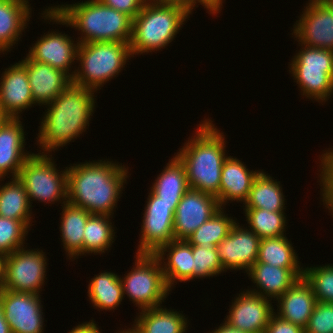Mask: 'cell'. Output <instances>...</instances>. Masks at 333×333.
Here are the masks:
<instances>
[{
	"label": "cell",
	"instance_id": "obj_1",
	"mask_svg": "<svg viewBox=\"0 0 333 333\" xmlns=\"http://www.w3.org/2000/svg\"><path fill=\"white\" fill-rule=\"evenodd\" d=\"M92 161L67 166V202L91 214L113 216L129 167L109 159Z\"/></svg>",
	"mask_w": 333,
	"mask_h": 333
},
{
	"label": "cell",
	"instance_id": "obj_2",
	"mask_svg": "<svg viewBox=\"0 0 333 333\" xmlns=\"http://www.w3.org/2000/svg\"><path fill=\"white\" fill-rule=\"evenodd\" d=\"M96 92L70 84L47 108L37 135L42 154H51L80 137L89 127L95 110ZM81 134V135H80ZM40 146V147H39Z\"/></svg>",
	"mask_w": 333,
	"mask_h": 333
},
{
	"label": "cell",
	"instance_id": "obj_3",
	"mask_svg": "<svg viewBox=\"0 0 333 333\" xmlns=\"http://www.w3.org/2000/svg\"><path fill=\"white\" fill-rule=\"evenodd\" d=\"M42 12V19L81 32L77 37L79 44L104 41L130 43L133 19L100 0L55 5Z\"/></svg>",
	"mask_w": 333,
	"mask_h": 333
},
{
	"label": "cell",
	"instance_id": "obj_4",
	"mask_svg": "<svg viewBox=\"0 0 333 333\" xmlns=\"http://www.w3.org/2000/svg\"><path fill=\"white\" fill-rule=\"evenodd\" d=\"M192 134L175 154L185 166L189 187L218 199L222 167L228 157L224 132L208 117Z\"/></svg>",
	"mask_w": 333,
	"mask_h": 333
},
{
	"label": "cell",
	"instance_id": "obj_5",
	"mask_svg": "<svg viewBox=\"0 0 333 333\" xmlns=\"http://www.w3.org/2000/svg\"><path fill=\"white\" fill-rule=\"evenodd\" d=\"M191 14L180 1L148 0L132 20L129 45L133 57L167 48Z\"/></svg>",
	"mask_w": 333,
	"mask_h": 333
},
{
	"label": "cell",
	"instance_id": "obj_6",
	"mask_svg": "<svg viewBox=\"0 0 333 333\" xmlns=\"http://www.w3.org/2000/svg\"><path fill=\"white\" fill-rule=\"evenodd\" d=\"M133 55L128 42H88L79 44L72 83L97 92L125 68ZM117 75V76H116ZM101 87V88H100Z\"/></svg>",
	"mask_w": 333,
	"mask_h": 333
},
{
	"label": "cell",
	"instance_id": "obj_7",
	"mask_svg": "<svg viewBox=\"0 0 333 333\" xmlns=\"http://www.w3.org/2000/svg\"><path fill=\"white\" fill-rule=\"evenodd\" d=\"M301 46L289 62V73L303 97L324 104L333 95V50Z\"/></svg>",
	"mask_w": 333,
	"mask_h": 333
},
{
	"label": "cell",
	"instance_id": "obj_8",
	"mask_svg": "<svg viewBox=\"0 0 333 333\" xmlns=\"http://www.w3.org/2000/svg\"><path fill=\"white\" fill-rule=\"evenodd\" d=\"M135 254L131 271L120 276L124 298L127 295L139 311L162 306L171 289L158 258L154 254Z\"/></svg>",
	"mask_w": 333,
	"mask_h": 333
},
{
	"label": "cell",
	"instance_id": "obj_9",
	"mask_svg": "<svg viewBox=\"0 0 333 333\" xmlns=\"http://www.w3.org/2000/svg\"><path fill=\"white\" fill-rule=\"evenodd\" d=\"M39 151L25 161L18 178L24 184L31 206L35 200L44 204L62 202L63 205L67 203V167L58 170L52 154Z\"/></svg>",
	"mask_w": 333,
	"mask_h": 333
},
{
	"label": "cell",
	"instance_id": "obj_10",
	"mask_svg": "<svg viewBox=\"0 0 333 333\" xmlns=\"http://www.w3.org/2000/svg\"><path fill=\"white\" fill-rule=\"evenodd\" d=\"M19 248L6 255L5 290L40 294L44 288L47 258L43 250Z\"/></svg>",
	"mask_w": 333,
	"mask_h": 333
},
{
	"label": "cell",
	"instance_id": "obj_11",
	"mask_svg": "<svg viewBox=\"0 0 333 333\" xmlns=\"http://www.w3.org/2000/svg\"><path fill=\"white\" fill-rule=\"evenodd\" d=\"M137 254H155L162 246L174 239V213L179 203L159 201L151 191L148 194Z\"/></svg>",
	"mask_w": 333,
	"mask_h": 333
},
{
	"label": "cell",
	"instance_id": "obj_12",
	"mask_svg": "<svg viewBox=\"0 0 333 333\" xmlns=\"http://www.w3.org/2000/svg\"><path fill=\"white\" fill-rule=\"evenodd\" d=\"M40 294L3 289L0 301L11 333H44Z\"/></svg>",
	"mask_w": 333,
	"mask_h": 333
},
{
	"label": "cell",
	"instance_id": "obj_13",
	"mask_svg": "<svg viewBox=\"0 0 333 333\" xmlns=\"http://www.w3.org/2000/svg\"><path fill=\"white\" fill-rule=\"evenodd\" d=\"M292 35L303 46L333 50V12L322 0H308Z\"/></svg>",
	"mask_w": 333,
	"mask_h": 333
},
{
	"label": "cell",
	"instance_id": "obj_14",
	"mask_svg": "<svg viewBox=\"0 0 333 333\" xmlns=\"http://www.w3.org/2000/svg\"><path fill=\"white\" fill-rule=\"evenodd\" d=\"M220 208L215 196L189 188L174 213V239L186 240Z\"/></svg>",
	"mask_w": 333,
	"mask_h": 333
},
{
	"label": "cell",
	"instance_id": "obj_15",
	"mask_svg": "<svg viewBox=\"0 0 333 333\" xmlns=\"http://www.w3.org/2000/svg\"><path fill=\"white\" fill-rule=\"evenodd\" d=\"M235 297L224 322L247 333H264L275 311L273 302L248 290Z\"/></svg>",
	"mask_w": 333,
	"mask_h": 333
},
{
	"label": "cell",
	"instance_id": "obj_16",
	"mask_svg": "<svg viewBox=\"0 0 333 333\" xmlns=\"http://www.w3.org/2000/svg\"><path fill=\"white\" fill-rule=\"evenodd\" d=\"M260 241L252 230L236 221L229 234L217 245L224 271L244 270L247 273L257 261Z\"/></svg>",
	"mask_w": 333,
	"mask_h": 333
},
{
	"label": "cell",
	"instance_id": "obj_17",
	"mask_svg": "<svg viewBox=\"0 0 333 333\" xmlns=\"http://www.w3.org/2000/svg\"><path fill=\"white\" fill-rule=\"evenodd\" d=\"M46 33L40 39L38 37L26 55L33 61L63 71L72 79L76 69L73 68V71L72 65L77 62L75 60H77L78 41L59 30Z\"/></svg>",
	"mask_w": 333,
	"mask_h": 333
},
{
	"label": "cell",
	"instance_id": "obj_18",
	"mask_svg": "<svg viewBox=\"0 0 333 333\" xmlns=\"http://www.w3.org/2000/svg\"><path fill=\"white\" fill-rule=\"evenodd\" d=\"M4 70L0 77V115L23 119L20 113L34 106L27 70L19 61Z\"/></svg>",
	"mask_w": 333,
	"mask_h": 333
},
{
	"label": "cell",
	"instance_id": "obj_19",
	"mask_svg": "<svg viewBox=\"0 0 333 333\" xmlns=\"http://www.w3.org/2000/svg\"><path fill=\"white\" fill-rule=\"evenodd\" d=\"M23 58L19 62L27 70L34 105L50 104L72 83V79L63 71L33 61L28 56Z\"/></svg>",
	"mask_w": 333,
	"mask_h": 333
},
{
	"label": "cell",
	"instance_id": "obj_20",
	"mask_svg": "<svg viewBox=\"0 0 333 333\" xmlns=\"http://www.w3.org/2000/svg\"><path fill=\"white\" fill-rule=\"evenodd\" d=\"M22 124L20 118H6L0 124V178L9 174L18 177L25 161L33 154L24 149L26 131Z\"/></svg>",
	"mask_w": 333,
	"mask_h": 333
},
{
	"label": "cell",
	"instance_id": "obj_21",
	"mask_svg": "<svg viewBox=\"0 0 333 333\" xmlns=\"http://www.w3.org/2000/svg\"><path fill=\"white\" fill-rule=\"evenodd\" d=\"M303 270L304 268L275 267L256 261L247 272L249 279L256 285L252 286L254 289L246 290L271 301H276L299 278L303 277Z\"/></svg>",
	"mask_w": 333,
	"mask_h": 333
},
{
	"label": "cell",
	"instance_id": "obj_22",
	"mask_svg": "<svg viewBox=\"0 0 333 333\" xmlns=\"http://www.w3.org/2000/svg\"><path fill=\"white\" fill-rule=\"evenodd\" d=\"M262 170H250L241 160L228 156L223 164L218 192L220 207L227 203H244L252 188L255 178Z\"/></svg>",
	"mask_w": 333,
	"mask_h": 333
},
{
	"label": "cell",
	"instance_id": "obj_23",
	"mask_svg": "<svg viewBox=\"0 0 333 333\" xmlns=\"http://www.w3.org/2000/svg\"><path fill=\"white\" fill-rule=\"evenodd\" d=\"M276 302L277 312L274 311L276 315L304 329L317 300L311 285L302 277L281 295Z\"/></svg>",
	"mask_w": 333,
	"mask_h": 333
},
{
	"label": "cell",
	"instance_id": "obj_24",
	"mask_svg": "<svg viewBox=\"0 0 333 333\" xmlns=\"http://www.w3.org/2000/svg\"><path fill=\"white\" fill-rule=\"evenodd\" d=\"M154 255L161 264L166 283L171 290L175 283L193 280L194 258L192 245L187 240H173Z\"/></svg>",
	"mask_w": 333,
	"mask_h": 333
},
{
	"label": "cell",
	"instance_id": "obj_25",
	"mask_svg": "<svg viewBox=\"0 0 333 333\" xmlns=\"http://www.w3.org/2000/svg\"><path fill=\"white\" fill-rule=\"evenodd\" d=\"M32 8L16 0H0V54L10 52L28 27Z\"/></svg>",
	"mask_w": 333,
	"mask_h": 333
},
{
	"label": "cell",
	"instance_id": "obj_26",
	"mask_svg": "<svg viewBox=\"0 0 333 333\" xmlns=\"http://www.w3.org/2000/svg\"><path fill=\"white\" fill-rule=\"evenodd\" d=\"M61 206L60 239L67 259L73 261L83 255V232L91 213L68 202Z\"/></svg>",
	"mask_w": 333,
	"mask_h": 333
},
{
	"label": "cell",
	"instance_id": "obj_27",
	"mask_svg": "<svg viewBox=\"0 0 333 333\" xmlns=\"http://www.w3.org/2000/svg\"><path fill=\"white\" fill-rule=\"evenodd\" d=\"M137 314L133 325L140 333H187L189 319L183 311L159 306Z\"/></svg>",
	"mask_w": 333,
	"mask_h": 333
},
{
	"label": "cell",
	"instance_id": "obj_28",
	"mask_svg": "<svg viewBox=\"0 0 333 333\" xmlns=\"http://www.w3.org/2000/svg\"><path fill=\"white\" fill-rule=\"evenodd\" d=\"M162 172L157 176L150 191L159 201L165 203H179L188 191L189 184L184 164L174 155Z\"/></svg>",
	"mask_w": 333,
	"mask_h": 333
},
{
	"label": "cell",
	"instance_id": "obj_29",
	"mask_svg": "<svg viewBox=\"0 0 333 333\" xmlns=\"http://www.w3.org/2000/svg\"><path fill=\"white\" fill-rule=\"evenodd\" d=\"M280 181L262 170L255 178L243 208H258L271 212L285 211V195Z\"/></svg>",
	"mask_w": 333,
	"mask_h": 333
},
{
	"label": "cell",
	"instance_id": "obj_30",
	"mask_svg": "<svg viewBox=\"0 0 333 333\" xmlns=\"http://www.w3.org/2000/svg\"><path fill=\"white\" fill-rule=\"evenodd\" d=\"M88 284V299L94 309L100 312L116 310L124 299V292L120 275L114 272H99L91 278Z\"/></svg>",
	"mask_w": 333,
	"mask_h": 333
},
{
	"label": "cell",
	"instance_id": "obj_31",
	"mask_svg": "<svg viewBox=\"0 0 333 333\" xmlns=\"http://www.w3.org/2000/svg\"><path fill=\"white\" fill-rule=\"evenodd\" d=\"M5 178H0L2 181ZM11 181L0 185V216L25 221L32 226V208L23 182L18 177L10 178Z\"/></svg>",
	"mask_w": 333,
	"mask_h": 333
},
{
	"label": "cell",
	"instance_id": "obj_32",
	"mask_svg": "<svg viewBox=\"0 0 333 333\" xmlns=\"http://www.w3.org/2000/svg\"><path fill=\"white\" fill-rule=\"evenodd\" d=\"M112 216L91 214L86 222L83 237V256L86 254L103 255L110 251L115 241V227Z\"/></svg>",
	"mask_w": 333,
	"mask_h": 333
},
{
	"label": "cell",
	"instance_id": "obj_33",
	"mask_svg": "<svg viewBox=\"0 0 333 333\" xmlns=\"http://www.w3.org/2000/svg\"><path fill=\"white\" fill-rule=\"evenodd\" d=\"M299 260L286 235L261 239L257 262L281 268H303Z\"/></svg>",
	"mask_w": 333,
	"mask_h": 333
},
{
	"label": "cell",
	"instance_id": "obj_34",
	"mask_svg": "<svg viewBox=\"0 0 333 333\" xmlns=\"http://www.w3.org/2000/svg\"><path fill=\"white\" fill-rule=\"evenodd\" d=\"M224 209L226 208L221 207L186 240L191 245L201 248L217 246L229 234L232 226L237 221L235 217H228Z\"/></svg>",
	"mask_w": 333,
	"mask_h": 333
},
{
	"label": "cell",
	"instance_id": "obj_35",
	"mask_svg": "<svg viewBox=\"0 0 333 333\" xmlns=\"http://www.w3.org/2000/svg\"><path fill=\"white\" fill-rule=\"evenodd\" d=\"M243 210L247 225L249 224L247 228L260 239L286 235L287 218L284 211L271 212L258 208H243Z\"/></svg>",
	"mask_w": 333,
	"mask_h": 333
},
{
	"label": "cell",
	"instance_id": "obj_36",
	"mask_svg": "<svg viewBox=\"0 0 333 333\" xmlns=\"http://www.w3.org/2000/svg\"><path fill=\"white\" fill-rule=\"evenodd\" d=\"M303 277L311 285L317 302L333 303V264L305 267Z\"/></svg>",
	"mask_w": 333,
	"mask_h": 333
},
{
	"label": "cell",
	"instance_id": "obj_37",
	"mask_svg": "<svg viewBox=\"0 0 333 333\" xmlns=\"http://www.w3.org/2000/svg\"><path fill=\"white\" fill-rule=\"evenodd\" d=\"M30 226L25 221L0 216V253L8 255L24 247Z\"/></svg>",
	"mask_w": 333,
	"mask_h": 333
},
{
	"label": "cell",
	"instance_id": "obj_38",
	"mask_svg": "<svg viewBox=\"0 0 333 333\" xmlns=\"http://www.w3.org/2000/svg\"><path fill=\"white\" fill-rule=\"evenodd\" d=\"M193 253V279L213 277L224 273L219 259L217 246L204 247L192 245Z\"/></svg>",
	"mask_w": 333,
	"mask_h": 333
},
{
	"label": "cell",
	"instance_id": "obj_39",
	"mask_svg": "<svg viewBox=\"0 0 333 333\" xmlns=\"http://www.w3.org/2000/svg\"><path fill=\"white\" fill-rule=\"evenodd\" d=\"M325 152V153H324ZM319 156V168L318 182H320V195L323 201V205L331 212L333 217V149L328 148Z\"/></svg>",
	"mask_w": 333,
	"mask_h": 333
},
{
	"label": "cell",
	"instance_id": "obj_40",
	"mask_svg": "<svg viewBox=\"0 0 333 333\" xmlns=\"http://www.w3.org/2000/svg\"><path fill=\"white\" fill-rule=\"evenodd\" d=\"M304 333H333V303H316Z\"/></svg>",
	"mask_w": 333,
	"mask_h": 333
},
{
	"label": "cell",
	"instance_id": "obj_41",
	"mask_svg": "<svg viewBox=\"0 0 333 333\" xmlns=\"http://www.w3.org/2000/svg\"><path fill=\"white\" fill-rule=\"evenodd\" d=\"M104 5L123 12L134 19L148 0H100Z\"/></svg>",
	"mask_w": 333,
	"mask_h": 333
},
{
	"label": "cell",
	"instance_id": "obj_42",
	"mask_svg": "<svg viewBox=\"0 0 333 333\" xmlns=\"http://www.w3.org/2000/svg\"><path fill=\"white\" fill-rule=\"evenodd\" d=\"M264 333H304V329L273 313Z\"/></svg>",
	"mask_w": 333,
	"mask_h": 333
},
{
	"label": "cell",
	"instance_id": "obj_43",
	"mask_svg": "<svg viewBox=\"0 0 333 333\" xmlns=\"http://www.w3.org/2000/svg\"><path fill=\"white\" fill-rule=\"evenodd\" d=\"M224 0H190L186 5L188 6L189 10L193 12L195 7H198L197 3L202 5L206 8L207 13H210L215 16L219 13L223 8Z\"/></svg>",
	"mask_w": 333,
	"mask_h": 333
},
{
	"label": "cell",
	"instance_id": "obj_44",
	"mask_svg": "<svg viewBox=\"0 0 333 333\" xmlns=\"http://www.w3.org/2000/svg\"><path fill=\"white\" fill-rule=\"evenodd\" d=\"M99 326L95 323L94 319L92 318L90 321L83 322L78 324L72 328L67 333H102Z\"/></svg>",
	"mask_w": 333,
	"mask_h": 333
},
{
	"label": "cell",
	"instance_id": "obj_45",
	"mask_svg": "<svg viewBox=\"0 0 333 333\" xmlns=\"http://www.w3.org/2000/svg\"><path fill=\"white\" fill-rule=\"evenodd\" d=\"M211 331L210 333H247L241 330H238L237 328H233L232 326H229L226 322L221 323L218 328ZM209 333V332H207Z\"/></svg>",
	"mask_w": 333,
	"mask_h": 333
},
{
	"label": "cell",
	"instance_id": "obj_46",
	"mask_svg": "<svg viewBox=\"0 0 333 333\" xmlns=\"http://www.w3.org/2000/svg\"><path fill=\"white\" fill-rule=\"evenodd\" d=\"M6 271V255L0 253V292L4 289Z\"/></svg>",
	"mask_w": 333,
	"mask_h": 333
},
{
	"label": "cell",
	"instance_id": "obj_47",
	"mask_svg": "<svg viewBox=\"0 0 333 333\" xmlns=\"http://www.w3.org/2000/svg\"><path fill=\"white\" fill-rule=\"evenodd\" d=\"M0 333H11L8 322L5 319L4 310L0 301Z\"/></svg>",
	"mask_w": 333,
	"mask_h": 333
},
{
	"label": "cell",
	"instance_id": "obj_48",
	"mask_svg": "<svg viewBox=\"0 0 333 333\" xmlns=\"http://www.w3.org/2000/svg\"><path fill=\"white\" fill-rule=\"evenodd\" d=\"M116 333H140V332L134 325L131 324V328L126 329V327H125V329H122L119 332L117 331Z\"/></svg>",
	"mask_w": 333,
	"mask_h": 333
},
{
	"label": "cell",
	"instance_id": "obj_49",
	"mask_svg": "<svg viewBox=\"0 0 333 333\" xmlns=\"http://www.w3.org/2000/svg\"><path fill=\"white\" fill-rule=\"evenodd\" d=\"M333 12V0H322Z\"/></svg>",
	"mask_w": 333,
	"mask_h": 333
},
{
	"label": "cell",
	"instance_id": "obj_50",
	"mask_svg": "<svg viewBox=\"0 0 333 333\" xmlns=\"http://www.w3.org/2000/svg\"><path fill=\"white\" fill-rule=\"evenodd\" d=\"M161 1H180L187 4L190 0H161Z\"/></svg>",
	"mask_w": 333,
	"mask_h": 333
},
{
	"label": "cell",
	"instance_id": "obj_51",
	"mask_svg": "<svg viewBox=\"0 0 333 333\" xmlns=\"http://www.w3.org/2000/svg\"><path fill=\"white\" fill-rule=\"evenodd\" d=\"M16 1H21V2H24V3L28 4V5H31V4H29V0H16Z\"/></svg>",
	"mask_w": 333,
	"mask_h": 333
},
{
	"label": "cell",
	"instance_id": "obj_52",
	"mask_svg": "<svg viewBox=\"0 0 333 333\" xmlns=\"http://www.w3.org/2000/svg\"><path fill=\"white\" fill-rule=\"evenodd\" d=\"M5 119H6L5 117H2V116L0 115V124H1Z\"/></svg>",
	"mask_w": 333,
	"mask_h": 333
}]
</instances>
